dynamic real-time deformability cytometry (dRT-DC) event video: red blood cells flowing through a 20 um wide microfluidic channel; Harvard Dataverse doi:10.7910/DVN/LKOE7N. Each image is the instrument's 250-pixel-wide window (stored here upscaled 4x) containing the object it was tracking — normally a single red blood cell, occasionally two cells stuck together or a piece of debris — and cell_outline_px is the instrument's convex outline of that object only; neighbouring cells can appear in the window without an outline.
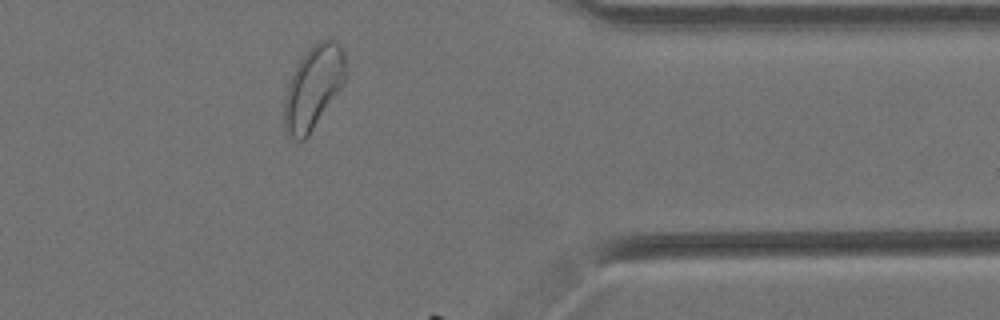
{"species": "Egyptian fruit bat (a non-hibernating species)", "species_latin": "Rousettus aegyptiacus", "temperature_condition": "cold", "stored_images_in_passage": 58, "camera_frame_rate_fps": 3000, "um_per_image_px": 0.085, "animal": {"sex": "female"}, "frame": {"image": 1, "passage_image": 47, "time_ms": 15.333, "image_size_px": [1000, 320], "cell_outline_px": [[344, 84], [308, 136], [304, 140], [296, 140], [288, 136], [284, 132], [284, 100], [288, 84], [300, 60], [320, 40], [328, 36], [332, 36], [340, 44], [344, 52]], "centroid_in_image_um": [26.63, 7.44], "position_along_channel_um": 384.8, "area_um2": 29.48}}